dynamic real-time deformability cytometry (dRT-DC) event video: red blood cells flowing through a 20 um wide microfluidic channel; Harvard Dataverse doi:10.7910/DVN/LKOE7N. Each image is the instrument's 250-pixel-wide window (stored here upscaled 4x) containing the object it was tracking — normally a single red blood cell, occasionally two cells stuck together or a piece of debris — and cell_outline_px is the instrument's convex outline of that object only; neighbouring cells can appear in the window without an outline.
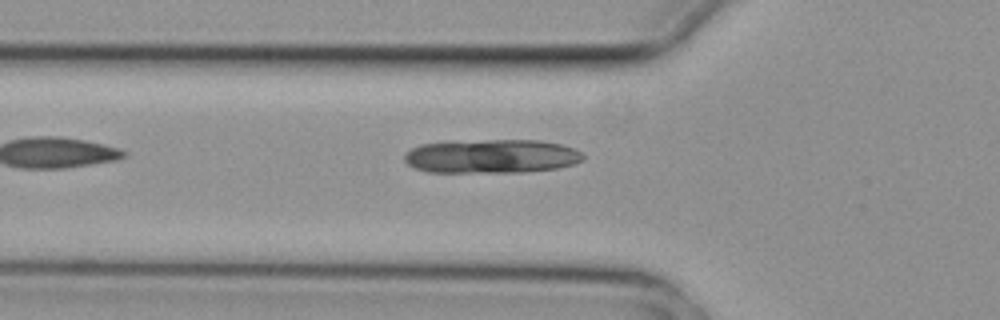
{"species": "common noctule bat (a hibernating species)", "species_latin": "Nyctalus noctula", "temperature_condition": "cold", "stored_images_in_passage": 3, "camera_frame_rate_fps": 3000, "um_per_image_px": 0.085, "animal": {"sex": "female", "body_mass_g": 29.2, "forearm_length_mm": 56.3}, "frame": {"image": 1, "passage_image": 3, "time_ms": 0.667, "image_size_px": [1000, 320], "cell_outline_px": [[584, 160], [572, 164], [556, 168], [520, 172], [428, 172], [416, 168], [408, 164], [404, 160], [404, 152], [420, 144], [488, 140], [540, 140], [560, 144], [572, 148], [580, 152], [584, 156]], "centroid_in_image_um": [41.77, 13.28], "position_along_channel_um": 84.0, "area_um2": 35.03}}